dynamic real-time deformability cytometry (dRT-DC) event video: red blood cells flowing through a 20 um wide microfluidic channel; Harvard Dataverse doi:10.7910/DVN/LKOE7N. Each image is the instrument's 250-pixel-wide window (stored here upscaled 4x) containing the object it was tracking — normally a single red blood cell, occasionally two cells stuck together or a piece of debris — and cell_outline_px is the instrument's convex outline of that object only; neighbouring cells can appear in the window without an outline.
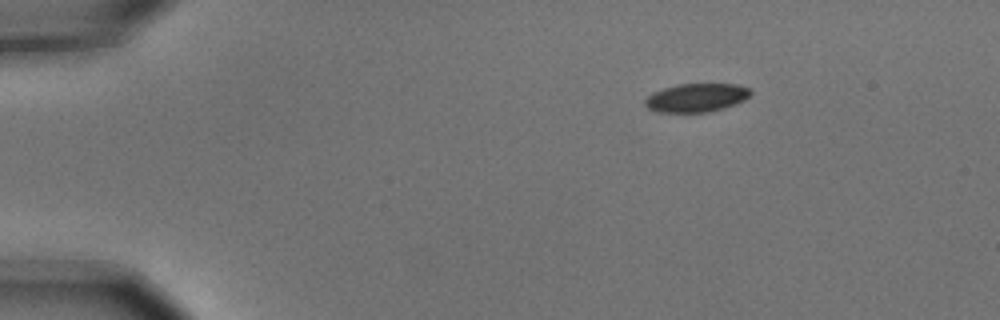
{"species": "common noctule bat (a hibernating species)", "species_latin": "Nyctalus noctula", "temperature_condition": "cold", "stored_images_in_passage": 6, "camera_frame_rate_fps": 3000, "um_per_image_px": 0.085, "animal": {"sex": "male", "body_mass_g": 15.6}, "frame": {"image": 1, "passage_image": 6, "time_ms": 1.667, "image_size_px": [1000, 320], "cell_outline_px": [[752, 92], [744, 100], [724, 108], [708, 112], [656, 112], [648, 108], [644, 104], [644, 100], [652, 92], [676, 84], [736, 84], [752, 88]], "centroid_in_image_um": [59.18, 8.3], "position_along_channel_um": 25.8, "area_um2": 17.63}}